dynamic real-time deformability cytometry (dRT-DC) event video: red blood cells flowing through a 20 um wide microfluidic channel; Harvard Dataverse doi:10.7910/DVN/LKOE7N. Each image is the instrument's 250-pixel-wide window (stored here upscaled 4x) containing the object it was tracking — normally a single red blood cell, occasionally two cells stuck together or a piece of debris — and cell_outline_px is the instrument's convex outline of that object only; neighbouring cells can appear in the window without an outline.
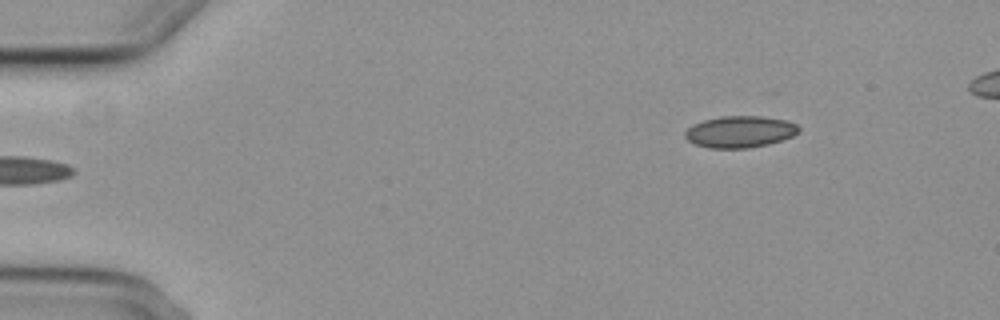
{"species": "common noctule bat (a hibernating species)", "species_latin": "Nyctalus noctula", "temperature_condition": "cold", "stored_images_in_passage": 6, "segment_of_instrument_passage": [2, 2], "camera_frame_rate_fps": 3000, "um_per_image_px": 0.085, "animal": {"sex": "female", "body_mass_g": 29.2, "forearm_length_mm": 56.3}, "frame": {"image": 1, "passage_image": 6, "time_ms": 5.667, "image_size_px": [1000, 320], "cell_outline_px": [[800, 132], [792, 136], [768, 144], [748, 148], [708, 148], [696, 144], [688, 140], [684, 136], [684, 132], [692, 124], [704, 120], [720, 116], [760, 116], [788, 120], [796, 124], [800, 128]], "centroid_in_image_um": [62.89, 11.19], "position_along_channel_um": 22.1, "area_um2": 21.04}}